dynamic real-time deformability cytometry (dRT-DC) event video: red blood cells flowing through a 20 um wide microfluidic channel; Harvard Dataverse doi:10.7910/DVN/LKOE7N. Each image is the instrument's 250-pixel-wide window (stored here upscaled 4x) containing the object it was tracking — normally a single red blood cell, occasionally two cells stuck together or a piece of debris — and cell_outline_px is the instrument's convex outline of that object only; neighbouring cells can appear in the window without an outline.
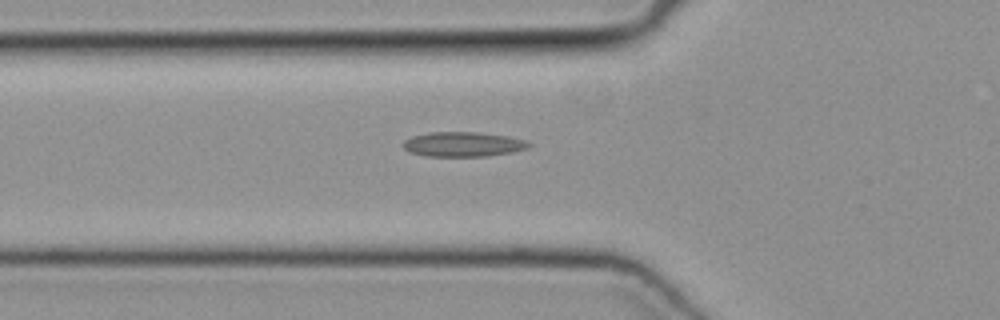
{"species": "common noctule bat (a hibernating species)", "species_latin": "Nyctalus noctula", "temperature_condition": "cold", "stored_images_in_passage": 34, "camera_frame_rate_fps": 3000, "um_per_image_px": 0.085, "animal": {"sex": "female", "body_mass_g": 19.3, "forearm_length_mm": 54.1}, "frame": {"image": 1, "passage_image": 2, "time_ms": 0.333, "image_size_px": [1000, 320], "cell_outline_px": [[532, 144], [528, 148], [512, 152], [488, 156], [428, 156], [408, 152], [400, 144], [404, 140], [412, 136], [428, 132], [480, 132], [508, 136], [524, 140]], "centroid_in_image_um": [39.33, 12.26], "position_along_channel_um": 86.5, "area_um2": 18.26}}
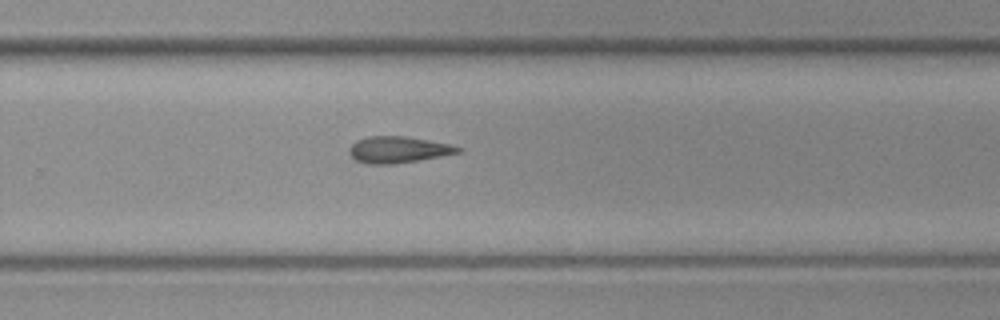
{"frame": {"image": 2, "passage_image": 17, "time_ms": 5.333, "image_size_px": [1000, 320], "cell_outline_px": [[464, 148], [460, 152], [440, 156], [396, 164], [368, 164], [356, 160], [348, 152], [348, 148], [356, 140], [368, 136], [404, 136], [452, 144]], "centroid_in_image_um": [33.84, 12.72], "position_along_channel_um": 296.0, "area_um2": 16.82}}
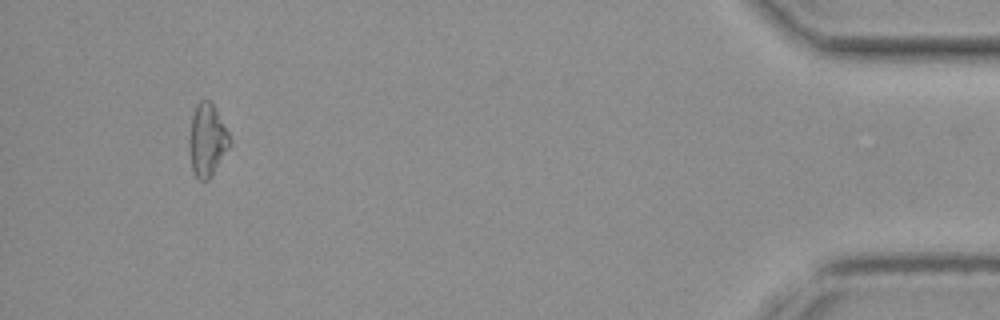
{"frame": {"image": 3, "passage_image": 31, "time_ms": 10.0, "image_size_px": [1000, 320], "cell_outline_px": [[232, 144], [212, 176], [208, 180], [200, 180], [196, 176], [192, 168], [188, 148], [188, 140], [192, 116], [196, 104], [200, 100], [208, 100], [212, 104], [228, 132], [232, 140]], "centroid_in_image_um": [17.61, 11.93], "position_along_channel_um": 417.6, "area_um2": 17.22}}